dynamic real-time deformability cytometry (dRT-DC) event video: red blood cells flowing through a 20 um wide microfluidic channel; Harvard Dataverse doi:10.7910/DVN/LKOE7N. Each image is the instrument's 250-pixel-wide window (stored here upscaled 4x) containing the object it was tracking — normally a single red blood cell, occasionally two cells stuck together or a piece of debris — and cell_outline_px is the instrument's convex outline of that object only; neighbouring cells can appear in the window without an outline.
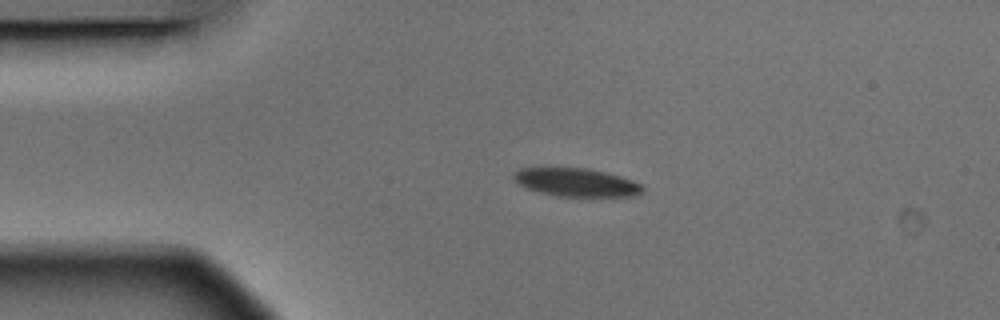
{"species": "Egyptian fruit bat (a non-hibernating species)", "species_latin": "Rousettus aegyptiacus", "temperature_condition": "warm", "stored_images_in_passage": 4, "camera_frame_rate_fps": 3000, "um_per_image_px": 0.085, "animal": {"sex": "male"}, "frame": {"image": 1, "passage_image": 3, "time_ms": 0.667, "image_size_px": [1000, 320], "cell_outline_px": [[644, 192], [632, 196], [556, 196], [540, 192], [528, 188], [520, 184], [512, 176], [520, 168], [588, 168], [620, 176], [632, 180], [640, 184], [644, 188]], "centroid_in_image_um": [49.02, 15.5], "position_along_channel_um": 36.0, "area_um2": 20.92}}